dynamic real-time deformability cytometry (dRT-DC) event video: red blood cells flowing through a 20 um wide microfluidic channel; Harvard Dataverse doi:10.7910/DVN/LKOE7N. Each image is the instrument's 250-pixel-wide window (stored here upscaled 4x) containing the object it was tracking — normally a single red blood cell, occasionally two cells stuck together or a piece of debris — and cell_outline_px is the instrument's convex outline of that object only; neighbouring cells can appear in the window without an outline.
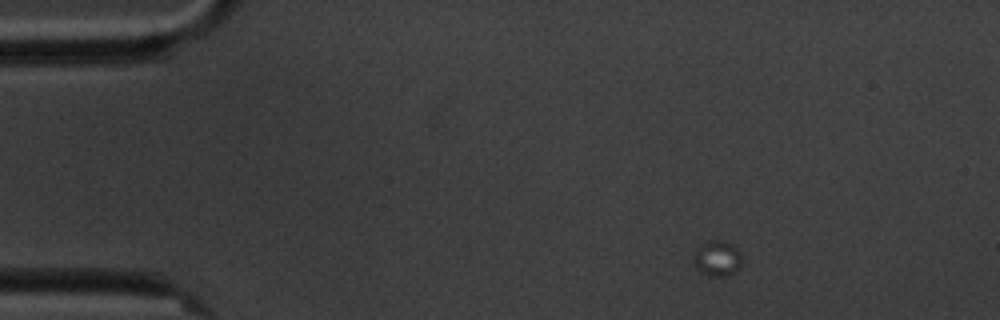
{"species": "common noctule bat (a hibernating species)", "species_latin": "Nyctalus noctula", "temperature_condition": "cold", "stored_images_in_passage": 7, "camera_frame_rate_fps": 3000, "um_per_image_px": 0.085, "animal": {"sex": "male", "body_mass_g": 20.1, "forearm_length_mm": 53.5}, "frame": {"image": 1, "passage_image": 1, "time_ms": 0.0, "image_size_px": [1000, 320], "cell_outline_px": [[740, 268], [736, 272], [724, 276], [708, 276], [700, 272], [692, 264], [692, 256], [696, 248], [704, 240], [724, 240], [732, 244], [740, 252]], "centroid_in_image_um": [60.9, 21.95], "position_along_channel_um": 24.1, "area_um2": 10.4}}